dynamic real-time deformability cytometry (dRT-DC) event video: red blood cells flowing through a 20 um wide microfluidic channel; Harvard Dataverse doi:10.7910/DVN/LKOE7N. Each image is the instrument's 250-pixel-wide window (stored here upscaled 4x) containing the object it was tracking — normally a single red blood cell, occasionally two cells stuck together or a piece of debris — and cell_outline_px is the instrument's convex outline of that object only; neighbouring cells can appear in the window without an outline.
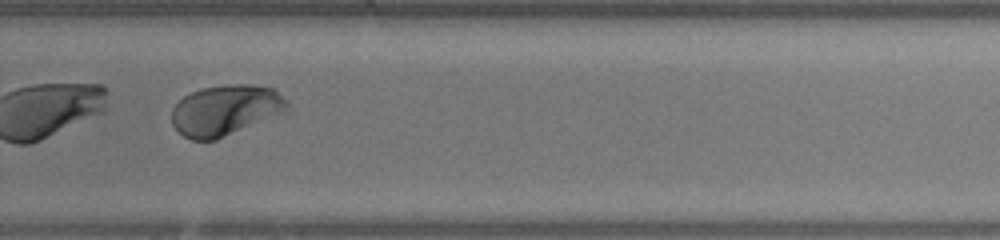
{"species": "human", "species_latin": "Homo sapiens", "temperature_condition": "warm", "stored_images_in_passage": 46, "segment_of_instrument_passage": [2, 2], "camera_frame_rate_fps": 3000, "um_per_image_px": 0.085, "donor": {"sex": "female"}, "frame": {"image": 1, "passage_image": 31, "time_ms": 10.0, "image_size_px": [1000, 240], "cell_outline_px": [[288, 104], [284, 112], [216, 140], [192, 140], [184, 136], [172, 124], [172, 108], [184, 96], [192, 92], [204, 88], [224, 84], [256, 84], [272, 88]], "centroid_in_image_um": [19.13, 9.36], "position_along_channel_um": 310.7, "area_um2": 33.58}}